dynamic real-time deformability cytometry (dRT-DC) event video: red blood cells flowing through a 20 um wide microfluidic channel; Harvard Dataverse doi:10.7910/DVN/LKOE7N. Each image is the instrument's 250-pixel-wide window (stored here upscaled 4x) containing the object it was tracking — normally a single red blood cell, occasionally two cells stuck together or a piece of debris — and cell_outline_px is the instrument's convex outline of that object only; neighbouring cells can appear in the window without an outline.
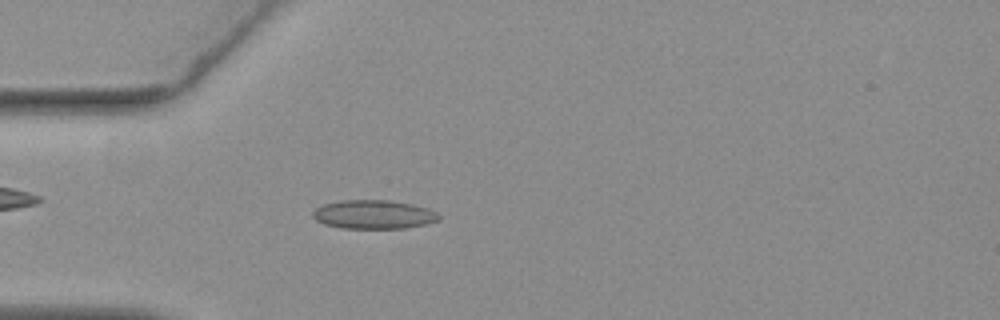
{"species": "common noctule bat (a hibernating species)", "species_latin": "Nyctalus noctula", "temperature_condition": "warm", "stored_images_in_passage": 50, "camera_frame_rate_fps": 3000, "um_per_image_px": 0.085, "animal": {"sex": "female", "body_mass_g": 19.3, "forearm_length_mm": 54.1}, "frame": {"image": 1, "passage_image": 12, "time_ms": 3.667, "image_size_px": [1000, 320], "cell_outline_px": [[440, 220], [424, 224], [404, 228], [340, 228], [324, 224], [316, 220], [312, 216], [312, 212], [316, 208], [324, 204], [340, 200], [392, 200], [412, 204], [428, 208], [436, 212], [440, 216]], "centroid_in_image_um": [31.75, 18.22], "position_along_channel_um": 53.2, "area_um2": 21.21}}
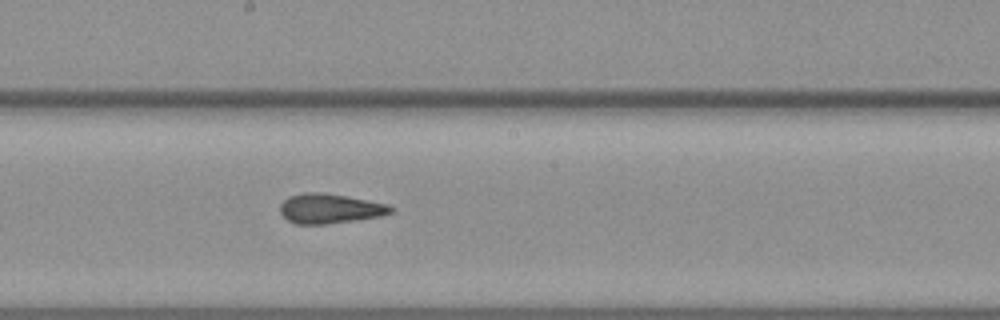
{"frame": {"image": 2, "passage_image": 26, "time_ms": 8.333, "image_size_px": [1000, 320], "cell_outline_px": [[396, 208], [392, 212], [380, 216], [324, 224], [296, 224], [288, 220], [280, 212], [280, 204], [284, 200], [292, 196], [304, 192], [320, 192], [348, 196], [388, 204]], "centroid_in_image_um": [28.05, 17.72], "position_along_channel_um": 220.1, "area_um2": 19.02}}
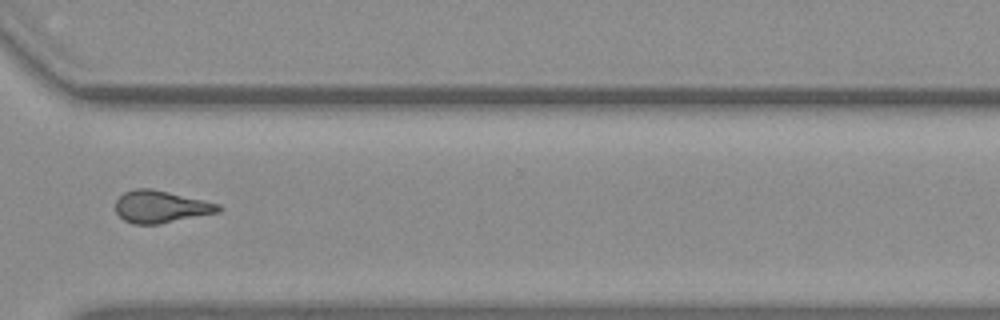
{"frame": {"image": 3, "passage_image": 37, "time_ms": 12.0, "image_size_px": [1000, 320], "cell_outline_px": [[224, 208], [220, 212], [160, 224], [132, 224], [124, 220], [116, 212], [116, 200], [124, 192], [136, 188], [152, 188], [204, 200], [220, 204]], "centroid_in_image_um": [13.69, 17.57], "position_along_channel_um": 356.9, "area_um2": 19.48}, "authors_computed_cell_mechanics": {"area_um2": 19.1896, "velocity_mm_per_s": 3.7347, "shape_relaxation_time_tau1_ms": null, "shape_relaxation_time_tau2_ms": 2.228, "deformation_change_tau1": null, "deformation_change_tau2": 0.0858}}